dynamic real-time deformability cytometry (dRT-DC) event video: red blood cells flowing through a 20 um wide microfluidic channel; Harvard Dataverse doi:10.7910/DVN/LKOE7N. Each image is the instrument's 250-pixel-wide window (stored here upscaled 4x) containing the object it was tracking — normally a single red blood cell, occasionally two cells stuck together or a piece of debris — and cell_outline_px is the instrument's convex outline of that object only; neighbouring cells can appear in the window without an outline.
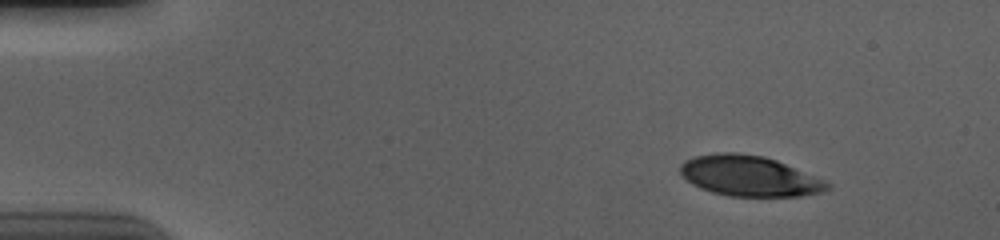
{"species": "human", "species_latin": "Homo sapiens", "temperature_condition": "cold", "stored_images_in_passage": 50, "camera_frame_rate_fps": 3000, "um_per_image_px": 0.085, "donor": {"sex": "male"}, "frame": {"image": 1, "passage_image": 1, "time_ms": 0.0, "image_size_px": [1000, 240], "cell_outline_px": [[832, 184], [828, 188], [820, 192], [800, 196], [728, 196], [712, 192], [700, 188], [692, 184], [680, 172], [680, 164], [684, 160], [692, 156], [716, 152], [736, 152], [764, 156], [776, 160]], "centroid_in_image_um": [63.63, 14.94], "position_along_channel_um": 21.4, "area_um2": 34.51}}
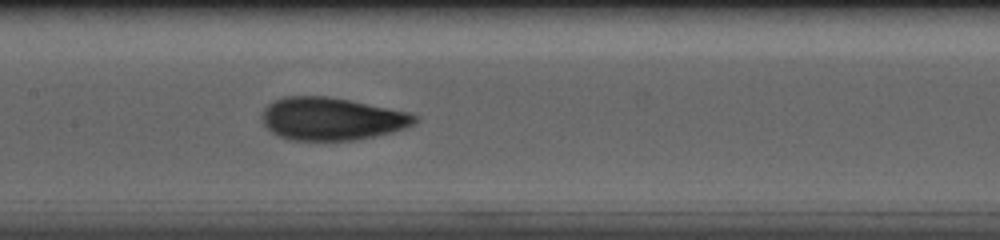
{"frame": {"image": 2, "passage_image": 22, "time_ms": 7.0, "image_size_px": [1000, 240], "cell_outline_px": [[420, 120], [404, 128], [392, 132], [356, 140], [292, 140], [276, 136], [264, 124], [264, 108], [272, 100], [284, 96], [328, 96], [408, 112], [416, 116]], "centroid_in_image_um": [28.17, 10.1], "position_along_channel_um": 179.2, "area_um2": 37.8}}
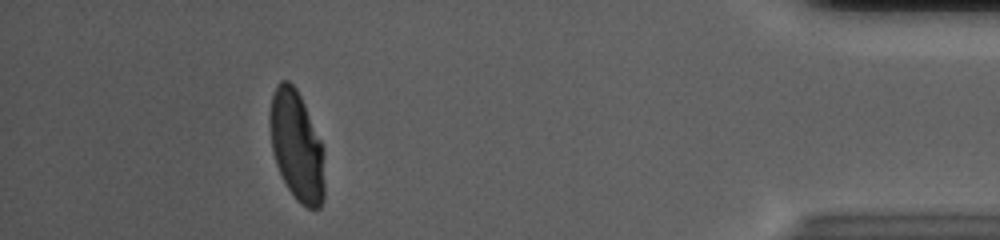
{"frame": {"image": 3, "passage_image": 45, "time_ms": 14.667, "image_size_px": [1000, 240], "cell_outline_px": [[324, 200], [320, 208], [308, 208], [300, 204], [296, 200], [288, 188], [276, 164], [272, 152], [268, 124], [268, 116], [272, 96], [276, 84], [280, 80], [288, 80], [296, 88], [304, 104], [320, 140], [324, 152]], "centroid_in_image_um": [25.2, 12.41], "position_along_channel_um": 410.0, "area_um2": 35.32}, "authors_computed_cell_mechanics": {"area_um2": 37.0498, "velocity_mm_per_s": 3.6924, "shape_relaxation_time_tau1_ms": 5.3307, "shape_relaxation_time_tau2_ms": null, "deformation_change_tau1": 0.2193, "deformation_change_tau2": null}}